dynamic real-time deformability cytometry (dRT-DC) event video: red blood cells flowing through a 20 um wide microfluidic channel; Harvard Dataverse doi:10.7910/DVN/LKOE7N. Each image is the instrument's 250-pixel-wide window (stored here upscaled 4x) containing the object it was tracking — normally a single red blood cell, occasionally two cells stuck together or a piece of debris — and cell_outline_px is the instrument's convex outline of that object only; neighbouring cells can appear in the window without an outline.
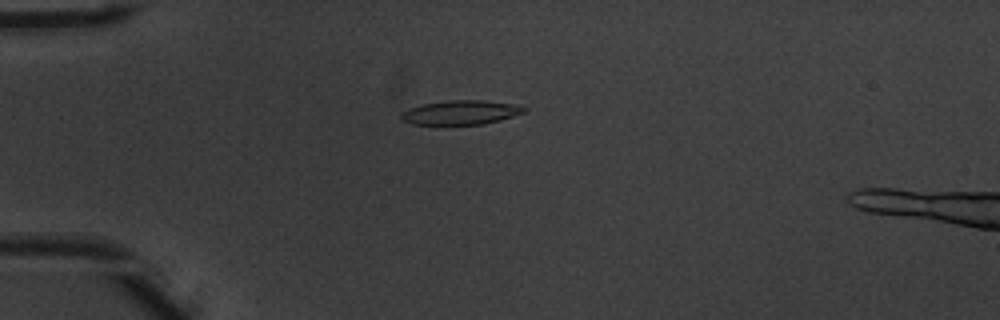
{"species": "common noctule bat (a hibernating species)", "species_latin": "Nyctalus noctula", "temperature_condition": "warm", "stored_images_in_passage": 54, "segment_of_instrument_passage": [1, 2], "camera_frame_rate_fps": 3000, "um_per_image_px": 0.085, "animal": {"sex": "male", "body_mass_g": 20.1, "forearm_length_mm": 53.5}, "frame": {"image": 1, "passage_image": 15, "time_ms": 4.667, "image_size_px": [1000, 320], "cell_outline_px": [[528, 108], [524, 112], [500, 120], [484, 124], [444, 128], [412, 124], [400, 120], [400, 112], [420, 104], [448, 100], [484, 100], [516, 104]], "centroid_in_image_um": [39.07, 9.61], "position_along_channel_um": 45.9, "area_um2": 18.5}}
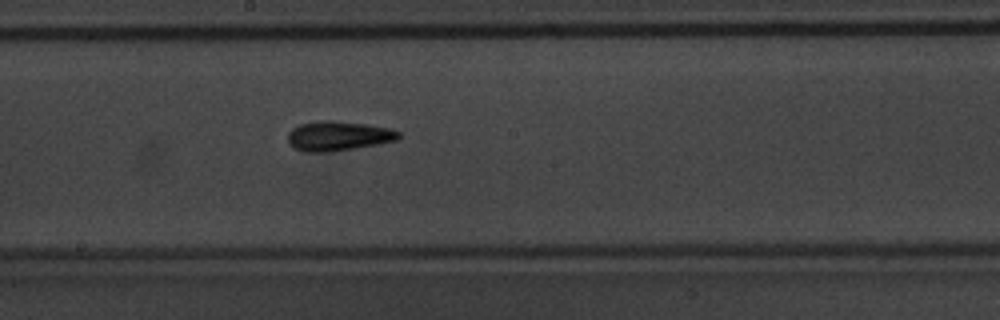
{"frame": {"image": 2, "passage_image": 30, "time_ms": 9.667, "image_size_px": [1000, 320], "cell_outline_px": [[400, 136], [396, 140], [376, 144], [328, 152], [304, 152], [292, 148], [288, 144], [288, 132], [292, 128], [300, 124], [324, 120], [332, 120], [364, 124], [388, 128], [400, 132]], "centroid_in_image_um": [28.68, 11.56], "position_along_channel_um": 219.5, "area_um2": 18.96}}
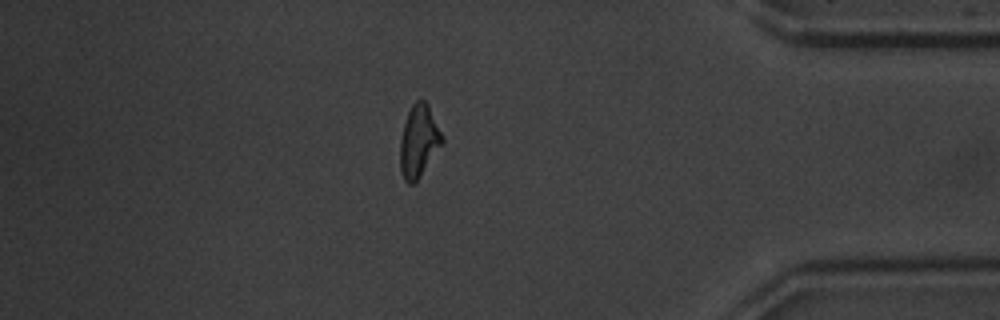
{"frame": {"image": 3, "passage_image": 46, "time_ms": 15.0, "image_size_px": [1000, 320], "cell_outline_px": [[444, 140], [420, 176], [412, 184], [408, 184], [404, 180], [400, 172], [400, 140], [404, 124], [408, 112], [412, 104], [416, 100], [424, 100], [428, 104], [444, 136]], "centroid_in_image_um": [35.59, 11.98], "position_along_channel_um": 399.6, "area_um2": 17.57}}